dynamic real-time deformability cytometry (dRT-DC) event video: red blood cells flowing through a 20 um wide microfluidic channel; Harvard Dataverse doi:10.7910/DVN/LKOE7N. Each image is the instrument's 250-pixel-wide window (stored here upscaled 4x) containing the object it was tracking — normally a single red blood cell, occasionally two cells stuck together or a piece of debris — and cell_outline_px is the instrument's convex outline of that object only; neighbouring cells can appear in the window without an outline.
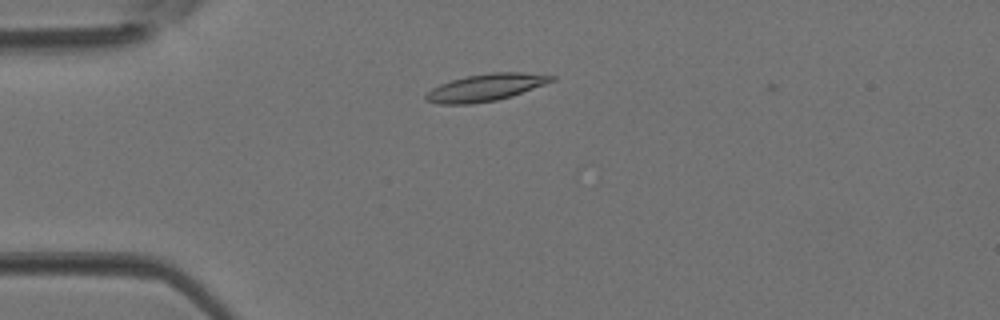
{"species": "Egyptian fruit bat (a non-hibernating species)", "species_latin": "Rousettus aegyptiacus", "temperature_condition": "room temperature", "stored_images_in_passage": 2, "camera_frame_rate_fps": 3000, "um_per_image_px": 0.085, "animal": {"sex": "female"}, "frame": {"image": 1, "passage_image": 2, "time_ms": 0.333, "image_size_px": [1000, 320], "cell_outline_px": [[556, 80], [512, 96], [496, 100], [472, 104], [440, 104], [424, 100], [424, 96], [432, 88], [440, 84], [452, 80], [468, 76], [492, 72], [524, 72], [556, 76]], "centroid_in_image_um": [41.29, 7.44], "position_along_channel_um": 43.7, "area_um2": 19.83}}